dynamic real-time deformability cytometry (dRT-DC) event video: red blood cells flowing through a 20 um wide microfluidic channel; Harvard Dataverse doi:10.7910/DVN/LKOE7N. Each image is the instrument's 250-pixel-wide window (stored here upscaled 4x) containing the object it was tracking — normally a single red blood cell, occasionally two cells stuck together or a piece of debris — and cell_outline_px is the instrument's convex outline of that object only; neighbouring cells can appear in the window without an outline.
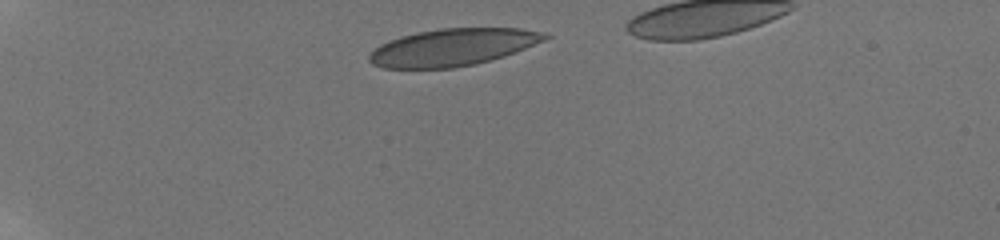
{"species": "human", "species_latin": "Homo sapiens", "temperature_condition": "room temperature", "stored_images_in_passage": 71, "camera_frame_rate_fps": 3000, "um_per_image_px": 0.085, "donor": {"sex": "male"}, "frame": {"image": 1, "passage_image": 10, "time_ms": 1.333, "image_size_px": [1000, 240], "cell_outline_px": [[552, 36], [544, 40], [504, 56], [476, 64], [452, 68], [384, 68], [372, 64], [368, 60], [368, 56], [380, 44], [388, 40], [400, 36], [416, 32], [440, 28], [520, 28], [548, 32]], "centroid_in_image_um": [38.48, 4.01], "position_along_channel_um": 46.5, "area_um2": 38.15}}
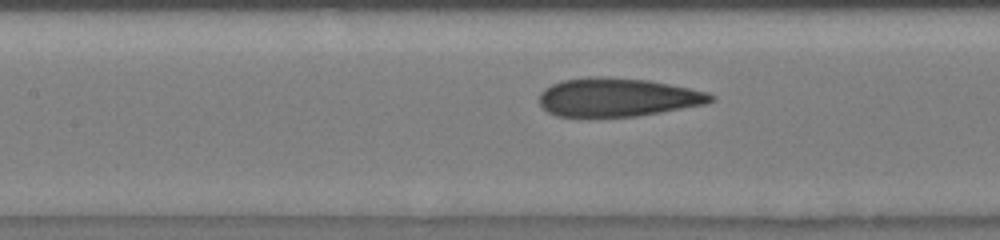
{"frame": {"image": 2, "passage_image": 33, "time_ms": 5.667, "image_size_px": [1000, 240], "cell_outline_px": [[716, 100], [704, 104], [660, 112], [636, 116], [592, 120], [556, 116], [548, 112], [540, 104], [540, 92], [544, 88], [560, 80], [588, 76], [604, 76], [648, 80], [708, 92], [716, 96]], "centroid_in_image_um": [52.42, 8.3], "position_along_channel_um": 155.0, "area_um2": 39.59}}
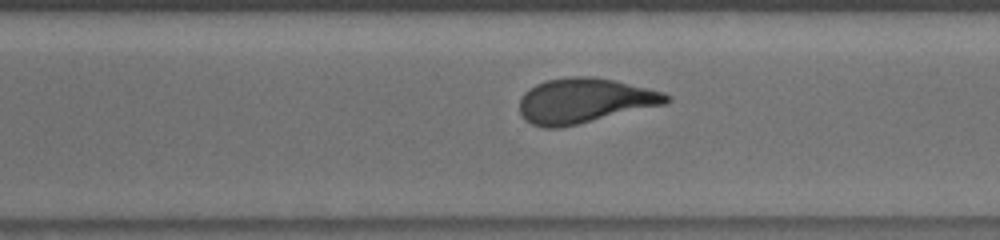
{"frame": {"image": 3, "passage_image": 57, "time_ms": 10.0, "image_size_px": [1000, 240], "cell_outline_px": [[672, 100], [664, 104], [560, 128], [544, 128], [532, 124], [524, 120], [520, 112], [520, 96], [528, 88], [544, 80], [572, 76], [592, 76], [612, 80], [648, 88], [664, 92], [672, 96]], "centroid_in_image_um": [49.64, 8.55], "position_along_channel_um": 321.0, "area_um2": 38.44}}